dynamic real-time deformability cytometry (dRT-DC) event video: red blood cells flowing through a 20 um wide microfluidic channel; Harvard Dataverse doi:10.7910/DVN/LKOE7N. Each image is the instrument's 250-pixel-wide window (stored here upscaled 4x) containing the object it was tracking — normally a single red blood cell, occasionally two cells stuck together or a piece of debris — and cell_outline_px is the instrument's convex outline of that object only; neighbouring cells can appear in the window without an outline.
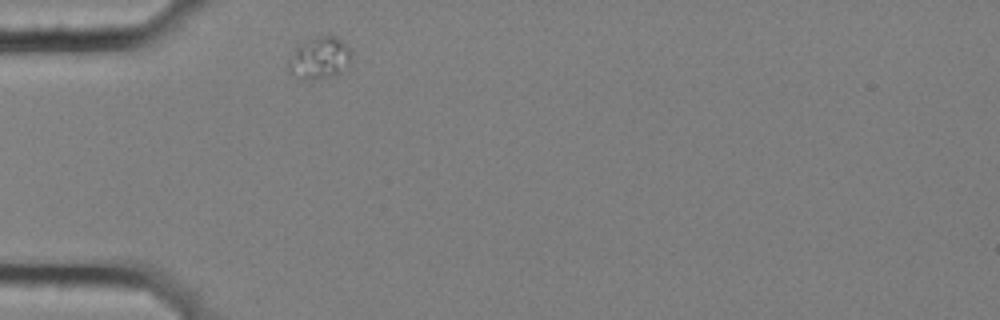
{"species": "common noctule bat (a hibernating species)", "species_latin": "Nyctalus noctula", "temperature_condition": "cold", "stored_images_in_passage": 1, "camera_frame_rate_fps": 3000, "um_per_image_px": 0.085, "animal": {"sex": "female", "body_mass_g": 25.1}, "frame": {"image": 1, "passage_image": 1, "time_ms": 0.0, "image_size_px": [1000, 320], "cell_outline_px": [[352, 60], [348, 68], [336, 76], [300, 76], [288, 72], [288, 60], [296, 44], [316, 36], [336, 36], [348, 44], [352, 52]], "centroid_in_image_um": [27.22, 4.86], "position_along_channel_um": 57.8, "area_um2": 15.43}}